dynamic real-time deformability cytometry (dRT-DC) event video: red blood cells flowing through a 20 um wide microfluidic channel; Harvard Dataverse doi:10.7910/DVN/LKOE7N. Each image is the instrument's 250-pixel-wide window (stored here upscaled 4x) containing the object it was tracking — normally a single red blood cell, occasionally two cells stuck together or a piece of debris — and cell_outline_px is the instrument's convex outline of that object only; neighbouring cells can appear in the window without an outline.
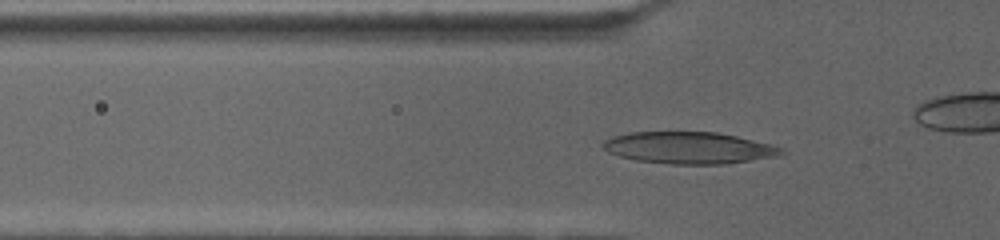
{"species": "human", "species_latin": "Homo sapiens", "temperature_condition": "cold", "stored_images_in_passage": 70, "camera_frame_rate_fps": 3000, "um_per_image_px": 0.085, "donor": {"sex": "female"}, "frame": {"image": 1, "passage_image": 23, "time_ms": 7.333, "image_size_px": [1000, 240], "cell_outline_px": [[788, 152], [780, 156], [728, 164], [672, 164], [636, 160], [620, 156], [608, 152], [600, 144], [604, 140], [612, 136], [632, 132], [716, 132], [736, 136], [772, 144], [784, 148]], "centroid_in_image_um": [58.62, 12.57], "position_along_channel_um": 67.2, "area_um2": 33.35}}
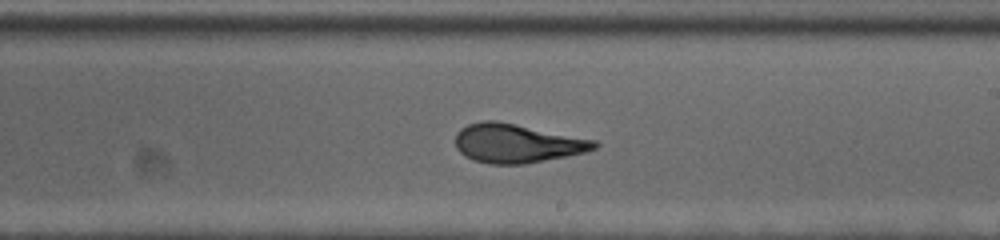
{"frame": {"image": 2, "passage_image": 41, "time_ms": 13.333, "image_size_px": [1000, 240], "cell_outline_px": [[600, 144], [596, 148], [584, 152], [568, 156], [524, 164], [488, 164], [472, 160], [464, 156], [456, 148], [456, 132], [460, 128], [468, 124], [480, 120], [496, 120], [596, 140]], "centroid_in_image_um": [43.91, 12.18], "position_along_channel_um": 245.1, "area_um2": 31.67}}
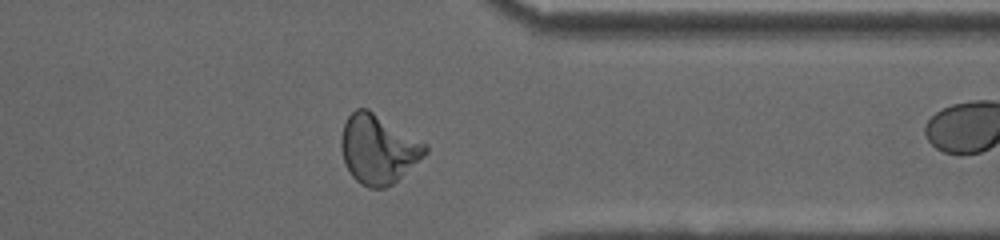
{"frame": {"image": 3, "passage_image": 55, "time_ms": 18.0, "image_size_px": [1000, 240], "cell_outline_px": [[428, 152], [424, 156], [392, 184], [384, 188], [368, 188], [360, 184], [352, 176], [344, 164], [340, 144], [340, 140], [344, 124], [348, 116], [356, 108], [368, 108], [428, 144]], "centroid_in_image_um": [32.14, 12.67], "position_along_channel_um": 379.3, "area_um2": 33.93}}